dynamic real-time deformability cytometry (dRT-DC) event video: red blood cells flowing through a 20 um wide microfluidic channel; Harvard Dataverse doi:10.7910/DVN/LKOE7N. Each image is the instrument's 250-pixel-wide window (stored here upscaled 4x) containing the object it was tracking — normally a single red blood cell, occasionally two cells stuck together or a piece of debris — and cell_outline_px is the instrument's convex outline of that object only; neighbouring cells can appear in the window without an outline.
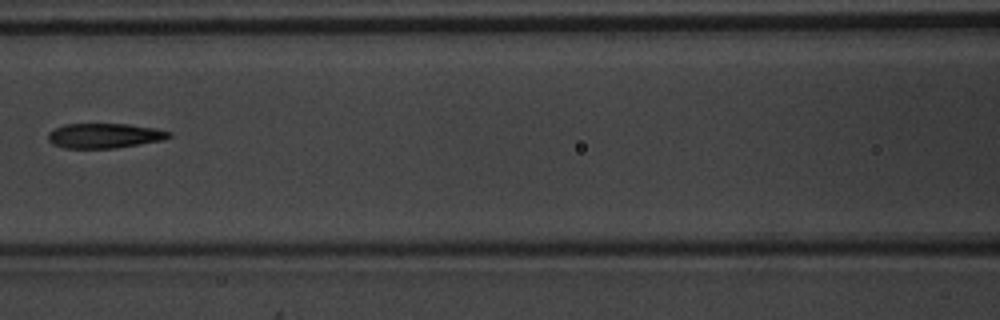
{"species": "common noctule bat (a hibernating species)", "species_latin": "Nyctalus noctula", "temperature_condition": "warm", "stored_images_in_passage": 7, "camera_frame_rate_fps": 3000, "um_per_image_px": 0.085, "animal": {"sex": "male", "body_mass_g": 20.1, "forearm_length_mm": 53.5}, "frame": {"image": 1, "passage_image": 6, "time_ms": 1.667, "image_size_px": [1000, 320], "cell_outline_px": [[172, 136], [164, 140], [116, 148], [64, 148], [52, 144], [48, 140], [48, 132], [64, 124], [128, 124], [156, 128], [172, 132]], "centroid_in_image_um": [8.9, 11.53], "position_along_channel_um": 157.7, "area_um2": 17.63}}
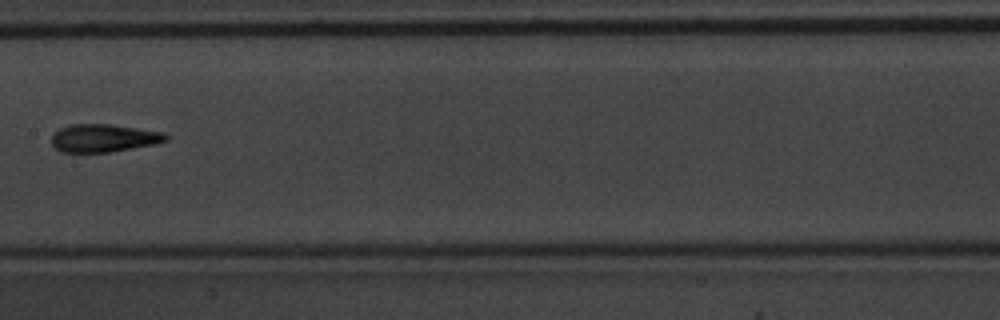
{"frame": {"image": 2, "passage_image": 7, "time_ms": 2.0, "image_size_px": [1000, 320], "cell_outline_px": [[168, 140], [152, 144], [132, 148], [108, 152], [60, 152], [52, 144], [52, 136], [60, 128], [68, 124], [112, 124], [164, 132], [168, 136]], "centroid_in_image_um": [8.8, 11.72], "position_along_channel_um": 198.6, "area_um2": 18.5}}